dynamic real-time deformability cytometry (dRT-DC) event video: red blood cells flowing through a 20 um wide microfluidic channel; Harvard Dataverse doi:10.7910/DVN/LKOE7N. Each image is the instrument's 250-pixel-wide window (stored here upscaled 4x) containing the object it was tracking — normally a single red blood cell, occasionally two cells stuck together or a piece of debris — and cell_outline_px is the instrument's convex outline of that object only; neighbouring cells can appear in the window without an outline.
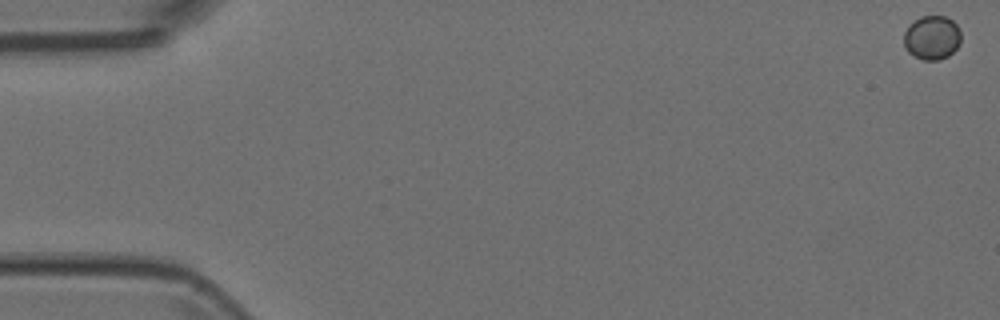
{"species": "Egyptian fruit bat (a non-hibernating species)", "species_latin": "Rousettus aegyptiacus", "temperature_condition": "room temperature", "stored_images_in_passage": 7, "camera_frame_rate_fps": 3000, "um_per_image_px": 0.085, "animal": {"sex": "female"}, "frame": {"image": 1, "passage_image": 1, "time_ms": 0.0, "image_size_px": [1000, 320], "cell_outline_px": [[960, 44], [948, 56], [940, 60], [924, 60], [908, 52], [904, 44], [904, 32], [908, 24], [920, 16], [944, 16], [952, 20], [956, 24], [960, 32]], "centroid_in_image_um": [79.2, 3.19], "position_along_channel_um": 5.8, "area_um2": 14.68}}
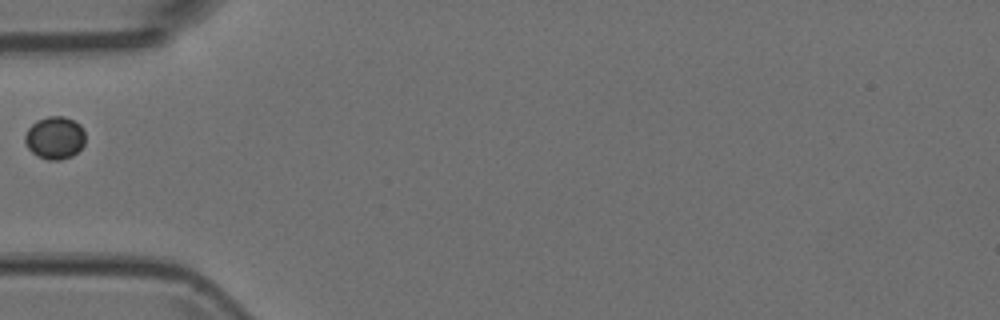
{"frame": {"image": 2, "passage_image": 6, "time_ms": 1.667, "image_size_px": [1000, 320], "cell_outline_px": [[84, 144], [72, 156], [60, 160], [48, 160], [36, 156], [28, 148], [24, 140], [24, 136], [28, 128], [36, 120], [48, 116], [64, 116], [80, 124], [84, 132]], "centroid_in_image_um": [4.64, 11.71], "position_along_channel_um": 80.4, "area_um2": 15.03}}
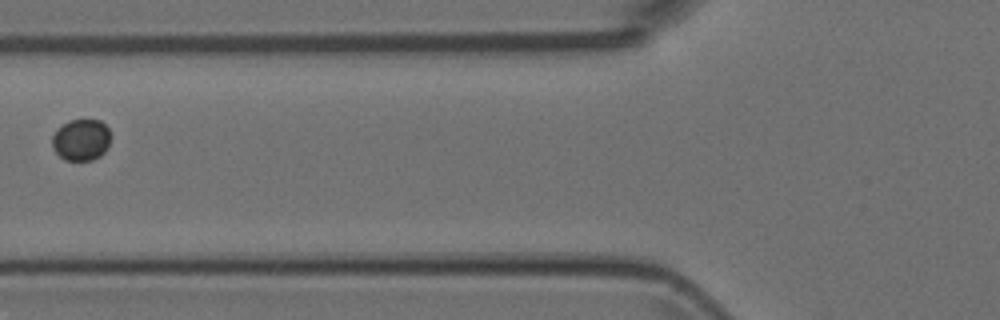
{"frame": {"image": 3, "passage_image": 7, "time_ms": 2.0, "image_size_px": [1000, 320], "cell_outline_px": [[108, 148], [100, 156], [92, 160], [64, 160], [52, 148], [52, 136], [68, 120], [100, 120], [108, 128]], "centroid_in_image_um": [6.89, 11.9], "position_along_channel_um": 118.9, "area_um2": 13.93}}